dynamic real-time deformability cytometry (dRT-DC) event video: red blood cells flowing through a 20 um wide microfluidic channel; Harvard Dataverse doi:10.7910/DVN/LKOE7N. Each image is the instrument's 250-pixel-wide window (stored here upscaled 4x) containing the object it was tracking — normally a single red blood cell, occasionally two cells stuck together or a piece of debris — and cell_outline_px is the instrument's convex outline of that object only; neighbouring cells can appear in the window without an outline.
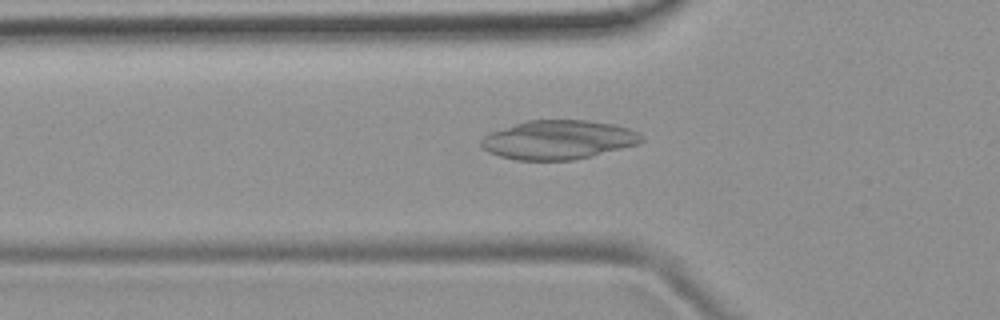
{"species": "common noctule bat (a hibernating species)", "species_latin": "Nyctalus noctula", "temperature_condition": "room temperature", "stored_images_in_passage": 40, "camera_frame_rate_fps": 3000, "um_per_image_px": 0.085, "animal": {"sex": "female", "body_mass_g": 19.9}, "frame": {"image": 1, "passage_image": 7, "time_ms": 2.0, "image_size_px": [1000, 320], "cell_outline_px": [[644, 140], [636, 144], [592, 156], [572, 160], [516, 160], [500, 156], [488, 152], [480, 144], [480, 140], [488, 132], [528, 120], [588, 120], [612, 124], [628, 128], [640, 132]], "centroid_in_image_um": [47.44, 11.88], "position_along_channel_um": 78.4, "area_um2": 36.41}}
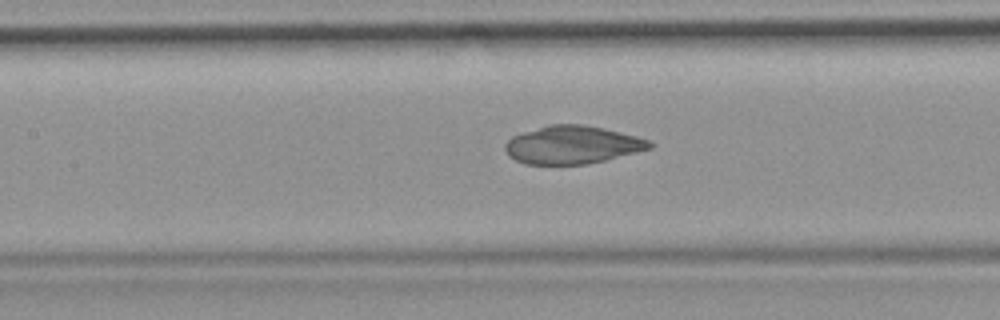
{"frame": {"image": 2, "passage_image": 13, "time_ms": 4.0, "image_size_px": [1000, 320], "cell_outline_px": [[652, 148], [588, 164], [524, 164], [508, 156], [504, 148], [504, 144], [512, 136], [548, 124], [580, 124], [604, 128], [636, 136], [648, 140], [652, 144]], "centroid_in_image_um": [48.61, 12.31], "position_along_channel_um": 158.8, "area_um2": 31.85}}
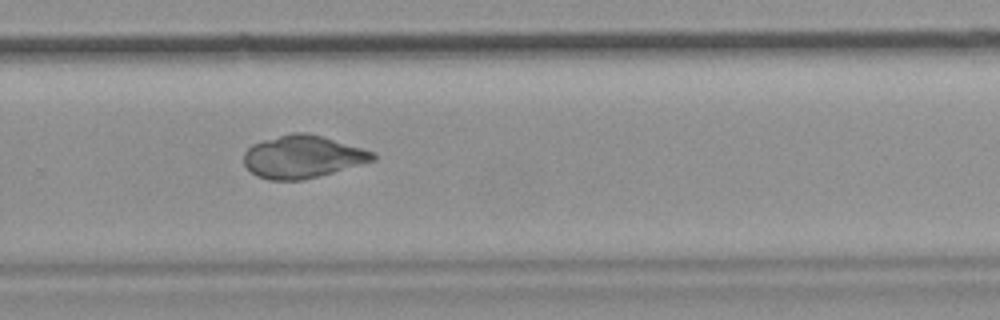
{"frame": {"image": 3, "passage_image": 24, "time_ms": 7.667, "image_size_px": [1000, 320], "cell_outline_px": [[376, 160], [304, 180], [268, 180], [256, 176], [244, 164], [244, 152], [252, 144], [264, 140], [292, 132], [308, 132], [376, 152]], "centroid_in_image_um": [25.72, 13.32], "position_along_channel_um": 304.1, "area_um2": 32.02}}